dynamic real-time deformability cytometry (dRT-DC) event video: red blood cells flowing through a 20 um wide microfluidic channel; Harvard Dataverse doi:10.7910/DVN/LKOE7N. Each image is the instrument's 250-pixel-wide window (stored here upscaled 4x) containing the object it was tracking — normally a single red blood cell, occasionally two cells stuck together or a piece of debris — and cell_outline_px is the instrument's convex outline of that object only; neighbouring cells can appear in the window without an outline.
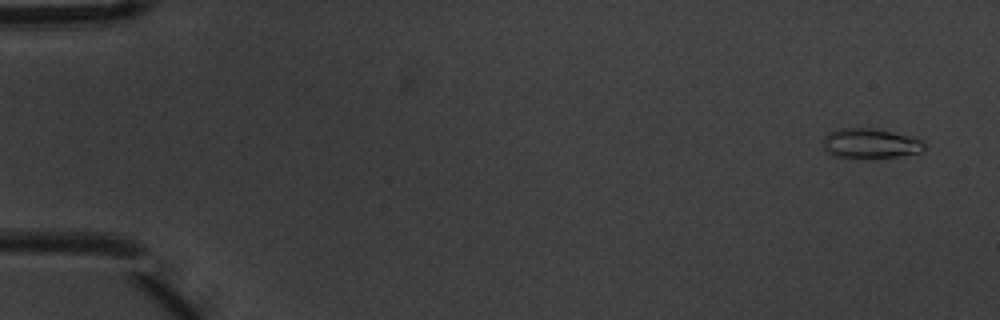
{"species": "common noctule bat (a hibernating species)", "species_latin": "Nyctalus noctula", "temperature_condition": "warm", "stored_images_in_passage": 5, "camera_frame_rate_fps": 3000, "um_per_image_px": 0.085, "animal": {"sex": "male", "body_mass_g": 20.1, "forearm_length_mm": 53.5}, "frame": {"image": 1, "passage_image": 1, "time_ms": 0.0, "image_size_px": [1000, 320], "cell_outline_px": [[924, 148], [920, 152], [900, 156], [872, 160], [836, 156], [828, 152], [820, 144], [824, 136], [828, 132], [840, 128], [872, 128], [920, 140], [924, 144]], "centroid_in_image_um": [73.88, 12.23], "position_along_channel_um": 11.1, "area_um2": 17.74}}
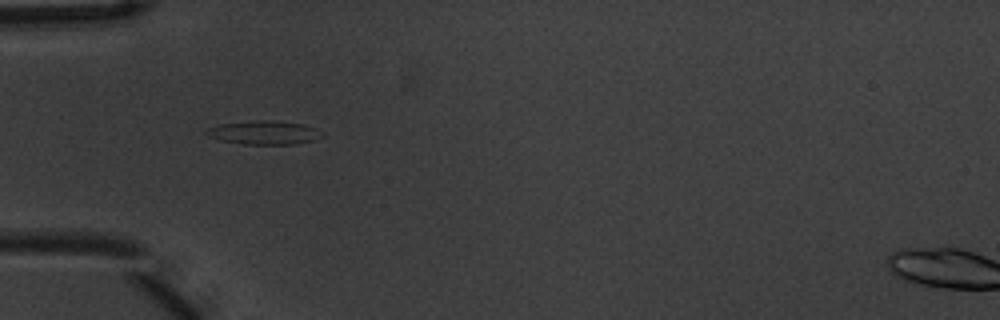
{"frame": {"image": 2, "passage_image": 5, "time_ms": 1.333, "image_size_px": [1000, 320], "cell_outline_px": [[324, 136], [316, 140], [296, 144], [244, 144], [220, 140], [208, 136], [204, 132], [204, 128], [220, 124], [260, 120], [272, 120], [304, 124], [316, 128], [324, 132]], "centroid_in_image_um": [22.48, 11.27], "position_along_channel_um": 62.5, "area_um2": 16.18}}